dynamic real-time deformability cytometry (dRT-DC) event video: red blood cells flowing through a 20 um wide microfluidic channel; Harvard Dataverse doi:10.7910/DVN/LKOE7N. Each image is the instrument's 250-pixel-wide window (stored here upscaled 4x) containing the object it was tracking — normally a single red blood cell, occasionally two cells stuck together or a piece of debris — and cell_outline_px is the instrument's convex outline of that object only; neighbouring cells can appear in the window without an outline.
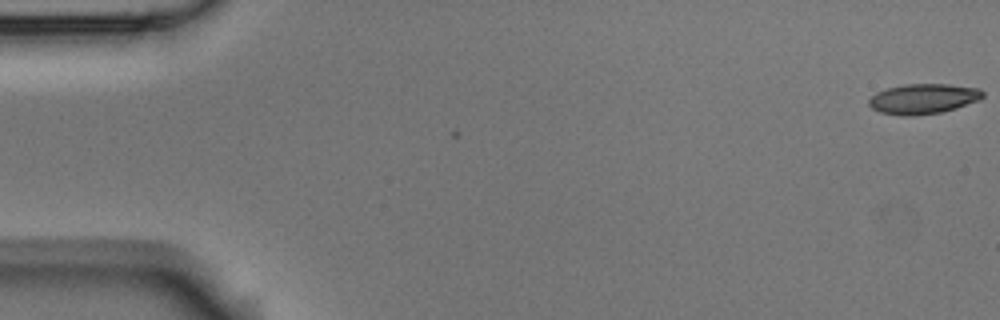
{"species": "Egyptian fruit bat (a non-hibernating species)", "species_latin": "Rousettus aegyptiacus", "temperature_condition": "room temperature", "stored_images_in_passage": 2, "camera_frame_rate_fps": 3000, "um_per_image_px": 0.085, "animal": {"sex": "male"}, "frame": {"image": 1, "passage_image": 1, "time_ms": 0.0, "image_size_px": [1000, 320], "cell_outline_px": [[984, 96], [980, 100], [956, 108], [940, 112], [912, 116], [900, 116], [880, 112], [872, 108], [868, 104], [868, 100], [876, 92], [888, 88], [904, 84], [948, 84], [980, 88], [984, 92]], "centroid_in_image_um": [78.48, 8.4], "position_along_channel_um": 6.5, "area_um2": 20.11}}